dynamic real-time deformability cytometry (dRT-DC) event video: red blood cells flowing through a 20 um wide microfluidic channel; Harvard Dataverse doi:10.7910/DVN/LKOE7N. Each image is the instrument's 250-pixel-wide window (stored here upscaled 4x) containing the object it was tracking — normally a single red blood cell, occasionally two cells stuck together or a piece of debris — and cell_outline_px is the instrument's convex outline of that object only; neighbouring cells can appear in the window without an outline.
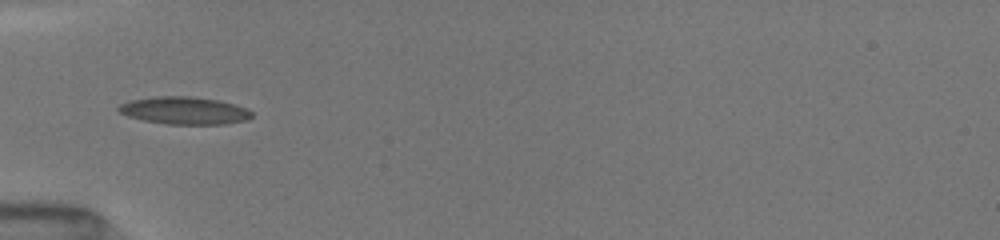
{"species": "common noctule bat (a hibernating species)", "species_latin": "Nyctalus noctula", "temperature_condition": "room temperature", "stored_images_in_passage": 5, "camera_frame_rate_fps": 3000, "um_per_image_px": 0.085, "animal": {"sex": "female", "body_mass_g": 19.5, "forearm_length_mm": 54.1}, "frame": {"image": 1, "passage_image": 2, "time_ms": 0.667, "image_size_px": [1000, 240], "cell_outline_px": [[252, 116], [248, 120], [228, 124], [168, 124], [144, 120], [128, 116], [120, 112], [116, 108], [120, 104], [128, 100], [156, 96], [192, 96], [220, 100], [248, 108], [252, 112]], "centroid_in_image_um": [15.7, 9.39], "position_along_channel_um": 69.3, "area_um2": 21.56}}